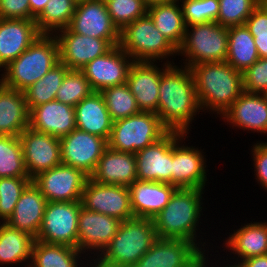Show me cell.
<instances>
[{
  "mask_svg": "<svg viewBox=\"0 0 267 267\" xmlns=\"http://www.w3.org/2000/svg\"><path fill=\"white\" fill-rule=\"evenodd\" d=\"M195 82L190 68L170 64L159 84L157 115L169 131L189 134L194 116L200 114Z\"/></svg>",
  "mask_w": 267,
  "mask_h": 267,
  "instance_id": "cell-1",
  "label": "cell"
},
{
  "mask_svg": "<svg viewBox=\"0 0 267 267\" xmlns=\"http://www.w3.org/2000/svg\"><path fill=\"white\" fill-rule=\"evenodd\" d=\"M202 194H204V189L178 188L169 203L153 218V221L158 238L190 241L208 257L207 247H204L208 246L205 244L207 241L203 243L201 239L199 241L200 236L197 233L200 230L201 214L203 215L202 200L204 197Z\"/></svg>",
  "mask_w": 267,
  "mask_h": 267,
  "instance_id": "cell-2",
  "label": "cell"
},
{
  "mask_svg": "<svg viewBox=\"0 0 267 267\" xmlns=\"http://www.w3.org/2000/svg\"><path fill=\"white\" fill-rule=\"evenodd\" d=\"M190 69L202 112L221 117L244 92L242 72L227 62L196 64Z\"/></svg>",
  "mask_w": 267,
  "mask_h": 267,
  "instance_id": "cell-3",
  "label": "cell"
},
{
  "mask_svg": "<svg viewBox=\"0 0 267 267\" xmlns=\"http://www.w3.org/2000/svg\"><path fill=\"white\" fill-rule=\"evenodd\" d=\"M153 219L133 217L122 221L118 232L91 267H132L156 240Z\"/></svg>",
  "mask_w": 267,
  "mask_h": 267,
  "instance_id": "cell-4",
  "label": "cell"
},
{
  "mask_svg": "<svg viewBox=\"0 0 267 267\" xmlns=\"http://www.w3.org/2000/svg\"><path fill=\"white\" fill-rule=\"evenodd\" d=\"M60 62L59 46L54 35L40 34L35 41L10 62L0 75L9 88L24 91Z\"/></svg>",
  "mask_w": 267,
  "mask_h": 267,
  "instance_id": "cell-5",
  "label": "cell"
},
{
  "mask_svg": "<svg viewBox=\"0 0 267 267\" xmlns=\"http://www.w3.org/2000/svg\"><path fill=\"white\" fill-rule=\"evenodd\" d=\"M119 47L134 61L164 60L168 64H175L169 58L177 55V49L160 33L148 13L120 31Z\"/></svg>",
  "mask_w": 267,
  "mask_h": 267,
  "instance_id": "cell-6",
  "label": "cell"
},
{
  "mask_svg": "<svg viewBox=\"0 0 267 267\" xmlns=\"http://www.w3.org/2000/svg\"><path fill=\"white\" fill-rule=\"evenodd\" d=\"M227 53L228 27L217 22L186 26L183 43L177 49V54L184 56L182 66L188 68L202 63L226 62Z\"/></svg>",
  "mask_w": 267,
  "mask_h": 267,
  "instance_id": "cell-7",
  "label": "cell"
},
{
  "mask_svg": "<svg viewBox=\"0 0 267 267\" xmlns=\"http://www.w3.org/2000/svg\"><path fill=\"white\" fill-rule=\"evenodd\" d=\"M168 131L156 113L140 111L113 122L108 147L135 154L158 141Z\"/></svg>",
  "mask_w": 267,
  "mask_h": 267,
  "instance_id": "cell-8",
  "label": "cell"
},
{
  "mask_svg": "<svg viewBox=\"0 0 267 267\" xmlns=\"http://www.w3.org/2000/svg\"><path fill=\"white\" fill-rule=\"evenodd\" d=\"M187 137L188 134L172 131L171 185L177 188L205 189L208 181L205 152L195 146L184 145Z\"/></svg>",
  "mask_w": 267,
  "mask_h": 267,
  "instance_id": "cell-9",
  "label": "cell"
},
{
  "mask_svg": "<svg viewBox=\"0 0 267 267\" xmlns=\"http://www.w3.org/2000/svg\"><path fill=\"white\" fill-rule=\"evenodd\" d=\"M81 206V201L47 202L42 225L35 240L77 248Z\"/></svg>",
  "mask_w": 267,
  "mask_h": 267,
  "instance_id": "cell-10",
  "label": "cell"
},
{
  "mask_svg": "<svg viewBox=\"0 0 267 267\" xmlns=\"http://www.w3.org/2000/svg\"><path fill=\"white\" fill-rule=\"evenodd\" d=\"M207 256L192 242L156 238L132 267H206Z\"/></svg>",
  "mask_w": 267,
  "mask_h": 267,
  "instance_id": "cell-11",
  "label": "cell"
},
{
  "mask_svg": "<svg viewBox=\"0 0 267 267\" xmlns=\"http://www.w3.org/2000/svg\"><path fill=\"white\" fill-rule=\"evenodd\" d=\"M68 28L81 35L119 45L120 31L114 25L104 0H79Z\"/></svg>",
  "mask_w": 267,
  "mask_h": 267,
  "instance_id": "cell-12",
  "label": "cell"
},
{
  "mask_svg": "<svg viewBox=\"0 0 267 267\" xmlns=\"http://www.w3.org/2000/svg\"><path fill=\"white\" fill-rule=\"evenodd\" d=\"M89 177L81 170L65 164L39 173L32 181L47 202L81 201L84 185Z\"/></svg>",
  "mask_w": 267,
  "mask_h": 267,
  "instance_id": "cell-13",
  "label": "cell"
},
{
  "mask_svg": "<svg viewBox=\"0 0 267 267\" xmlns=\"http://www.w3.org/2000/svg\"><path fill=\"white\" fill-rule=\"evenodd\" d=\"M121 223L122 221L115 217L89 211L81 206L77 249L83 253L85 260L92 261L104 250L118 232Z\"/></svg>",
  "mask_w": 267,
  "mask_h": 267,
  "instance_id": "cell-14",
  "label": "cell"
},
{
  "mask_svg": "<svg viewBox=\"0 0 267 267\" xmlns=\"http://www.w3.org/2000/svg\"><path fill=\"white\" fill-rule=\"evenodd\" d=\"M59 140L61 163L81 170L89 178L108 146V142L104 138L77 128Z\"/></svg>",
  "mask_w": 267,
  "mask_h": 267,
  "instance_id": "cell-15",
  "label": "cell"
},
{
  "mask_svg": "<svg viewBox=\"0 0 267 267\" xmlns=\"http://www.w3.org/2000/svg\"><path fill=\"white\" fill-rule=\"evenodd\" d=\"M82 207L125 221L134 217L130 206L129 188L96 183L87 179L82 192Z\"/></svg>",
  "mask_w": 267,
  "mask_h": 267,
  "instance_id": "cell-16",
  "label": "cell"
},
{
  "mask_svg": "<svg viewBox=\"0 0 267 267\" xmlns=\"http://www.w3.org/2000/svg\"><path fill=\"white\" fill-rule=\"evenodd\" d=\"M26 171L32 180L39 173L61 164V144L56 136L27 127L19 136Z\"/></svg>",
  "mask_w": 267,
  "mask_h": 267,
  "instance_id": "cell-17",
  "label": "cell"
},
{
  "mask_svg": "<svg viewBox=\"0 0 267 267\" xmlns=\"http://www.w3.org/2000/svg\"><path fill=\"white\" fill-rule=\"evenodd\" d=\"M134 60L119 47L113 46L107 53L87 63L81 71L94 92L126 83Z\"/></svg>",
  "mask_w": 267,
  "mask_h": 267,
  "instance_id": "cell-18",
  "label": "cell"
},
{
  "mask_svg": "<svg viewBox=\"0 0 267 267\" xmlns=\"http://www.w3.org/2000/svg\"><path fill=\"white\" fill-rule=\"evenodd\" d=\"M60 62L71 70H81L87 63L107 53L113 46L105 39L76 34L68 27L54 34Z\"/></svg>",
  "mask_w": 267,
  "mask_h": 267,
  "instance_id": "cell-19",
  "label": "cell"
},
{
  "mask_svg": "<svg viewBox=\"0 0 267 267\" xmlns=\"http://www.w3.org/2000/svg\"><path fill=\"white\" fill-rule=\"evenodd\" d=\"M169 65L163 62L160 68L155 62H133L126 84L135 97L140 111L157 113L160 78Z\"/></svg>",
  "mask_w": 267,
  "mask_h": 267,
  "instance_id": "cell-20",
  "label": "cell"
},
{
  "mask_svg": "<svg viewBox=\"0 0 267 267\" xmlns=\"http://www.w3.org/2000/svg\"><path fill=\"white\" fill-rule=\"evenodd\" d=\"M135 157L137 180L171 184L172 131H168L158 141L137 151Z\"/></svg>",
  "mask_w": 267,
  "mask_h": 267,
  "instance_id": "cell-21",
  "label": "cell"
},
{
  "mask_svg": "<svg viewBox=\"0 0 267 267\" xmlns=\"http://www.w3.org/2000/svg\"><path fill=\"white\" fill-rule=\"evenodd\" d=\"M232 128L267 134V103L262 94L244 91L222 114Z\"/></svg>",
  "mask_w": 267,
  "mask_h": 267,
  "instance_id": "cell-22",
  "label": "cell"
},
{
  "mask_svg": "<svg viewBox=\"0 0 267 267\" xmlns=\"http://www.w3.org/2000/svg\"><path fill=\"white\" fill-rule=\"evenodd\" d=\"M128 188L134 217L150 219L163 210L178 189L169 183L142 180L134 181Z\"/></svg>",
  "mask_w": 267,
  "mask_h": 267,
  "instance_id": "cell-23",
  "label": "cell"
},
{
  "mask_svg": "<svg viewBox=\"0 0 267 267\" xmlns=\"http://www.w3.org/2000/svg\"><path fill=\"white\" fill-rule=\"evenodd\" d=\"M29 127L61 138L76 129L75 107L53 100L29 111Z\"/></svg>",
  "mask_w": 267,
  "mask_h": 267,
  "instance_id": "cell-24",
  "label": "cell"
},
{
  "mask_svg": "<svg viewBox=\"0 0 267 267\" xmlns=\"http://www.w3.org/2000/svg\"><path fill=\"white\" fill-rule=\"evenodd\" d=\"M39 35L35 20L0 19V72Z\"/></svg>",
  "mask_w": 267,
  "mask_h": 267,
  "instance_id": "cell-25",
  "label": "cell"
},
{
  "mask_svg": "<svg viewBox=\"0 0 267 267\" xmlns=\"http://www.w3.org/2000/svg\"><path fill=\"white\" fill-rule=\"evenodd\" d=\"M90 179L96 183L129 187L137 180L135 154L107 146Z\"/></svg>",
  "mask_w": 267,
  "mask_h": 267,
  "instance_id": "cell-26",
  "label": "cell"
},
{
  "mask_svg": "<svg viewBox=\"0 0 267 267\" xmlns=\"http://www.w3.org/2000/svg\"><path fill=\"white\" fill-rule=\"evenodd\" d=\"M229 234L223 245L225 244L230 255L232 253L237 256L233 257L231 264L227 263L226 265L236 267L245 259L267 254V222L245 223Z\"/></svg>",
  "mask_w": 267,
  "mask_h": 267,
  "instance_id": "cell-27",
  "label": "cell"
},
{
  "mask_svg": "<svg viewBox=\"0 0 267 267\" xmlns=\"http://www.w3.org/2000/svg\"><path fill=\"white\" fill-rule=\"evenodd\" d=\"M47 200L31 181L23 190L12 215L5 222L9 227L37 237Z\"/></svg>",
  "mask_w": 267,
  "mask_h": 267,
  "instance_id": "cell-28",
  "label": "cell"
},
{
  "mask_svg": "<svg viewBox=\"0 0 267 267\" xmlns=\"http://www.w3.org/2000/svg\"><path fill=\"white\" fill-rule=\"evenodd\" d=\"M75 120L77 129L104 138L108 142L113 120L100 92H93L75 106Z\"/></svg>",
  "mask_w": 267,
  "mask_h": 267,
  "instance_id": "cell-29",
  "label": "cell"
},
{
  "mask_svg": "<svg viewBox=\"0 0 267 267\" xmlns=\"http://www.w3.org/2000/svg\"><path fill=\"white\" fill-rule=\"evenodd\" d=\"M29 127V110L24 92L0 82V135L20 136Z\"/></svg>",
  "mask_w": 267,
  "mask_h": 267,
  "instance_id": "cell-30",
  "label": "cell"
},
{
  "mask_svg": "<svg viewBox=\"0 0 267 267\" xmlns=\"http://www.w3.org/2000/svg\"><path fill=\"white\" fill-rule=\"evenodd\" d=\"M82 254L71 246L34 240L29 267H91V261L82 260Z\"/></svg>",
  "mask_w": 267,
  "mask_h": 267,
  "instance_id": "cell-31",
  "label": "cell"
},
{
  "mask_svg": "<svg viewBox=\"0 0 267 267\" xmlns=\"http://www.w3.org/2000/svg\"><path fill=\"white\" fill-rule=\"evenodd\" d=\"M147 13L156 28L178 49L184 40L186 24L179 0L154 4L147 7Z\"/></svg>",
  "mask_w": 267,
  "mask_h": 267,
  "instance_id": "cell-32",
  "label": "cell"
},
{
  "mask_svg": "<svg viewBox=\"0 0 267 267\" xmlns=\"http://www.w3.org/2000/svg\"><path fill=\"white\" fill-rule=\"evenodd\" d=\"M34 240L35 238L29 233L0 222V265L22 264L29 267Z\"/></svg>",
  "mask_w": 267,
  "mask_h": 267,
  "instance_id": "cell-33",
  "label": "cell"
},
{
  "mask_svg": "<svg viewBox=\"0 0 267 267\" xmlns=\"http://www.w3.org/2000/svg\"><path fill=\"white\" fill-rule=\"evenodd\" d=\"M259 58L254 37L246 25L228 27V53L226 62L234 69L243 73Z\"/></svg>",
  "mask_w": 267,
  "mask_h": 267,
  "instance_id": "cell-34",
  "label": "cell"
},
{
  "mask_svg": "<svg viewBox=\"0 0 267 267\" xmlns=\"http://www.w3.org/2000/svg\"><path fill=\"white\" fill-rule=\"evenodd\" d=\"M68 70L65 64L59 62L41 79L23 91L29 111L40 104L56 100L57 91Z\"/></svg>",
  "mask_w": 267,
  "mask_h": 267,
  "instance_id": "cell-35",
  "label": "cell"
},
{
  "mask_svg": "<svg viewBox=\"0 0 267 267\" xmlns=\"http://www.w3.org/2000/svg\"><path fill=\"white\" fill-rule=\"evenodd\" d=\"M78 0H49L35 19L40 34L54 35L69 26Z\"/></svg>",
  "mask_w": 267,
  "mask_h": 267,
  "instance_id": "cell-36",
  "label": "cell"
},
{
  "mask_svg": "<svg viewBox=\"0 0 267 267\" xmlns=\"http://www.w3.org/2000/svg\"><path fill=\"white\" fill-rule=\"evenodd\" d=\"M29 177L19 136L0 135V178Z\"/></svg>",
  "mask_w": 267,
  "mask_h": 267,
  "instance_id": "cell-37",
  "label": "cell"
},
{
  "mask_svg": "<svg viewBox=\"0 0 267 267\" xmlns=\"http://www.w3.org/2000/svg\"><path fill=\"white\" fill-rule=\"evenodd\" d=\"M100 93L104 97L113 122L140 112L135 97L126 83L105 88Z\"/></svg>",
  "mask_w": 267,
  "mask_h": 267,
  "instance_id": "cell-38",
  "label": "cell"
},
{
  "mask_svg": "<svg viewBox=\"0 0 267 267\" xmlns=\"http://www.w3.org/2000/svg\"><path fill=\"white\" fill-rule=\"evenodd\" d=\"M93 92L81 70L69 69L57 91L56 100L75 107L83 98L89 97Z\"/></svg>",
  "mask_w": 267,
  "mask_h": 267,
  "instance_id": "cell-39",
  "label": "cell"
},
{
  "mask_svg": "<svg viewBox=\"0 0 267 267\" xmlns=\"http://www.w3.org/2000/svg\"><path fill=\"white\" fill-rule=\"evenodd\" d=\"M262 0H219L216 22L225 27L244 25Z\"/></svg>",
  "mask_w": 267,
  "mask_h": 267,
  "instance_id": "cell-40",
  "label": "cell"
},
{
  "mask_svg": "<svg viewBox=\"0 0 267 267\" xmlns=\"http://www.w3.org/2000/svg\"><path fill=\"white\" fill-rule=\"evenodd\" d=\"M32 180L30 177L0 178V222L5 223L12 215L23 190Z\"/></svg>",
  "mask_w": 267,
  "mask_h": 267,
  "instance_id": "cell-41",
  "label": "cell"
},
{
  "mask_svg": "<svg viewBox=\"0 0 267 267\" xmlns=\"http://www.w3.org/2000/svg\"><path fill=\"white\" fill-rule=\"evenodd\" d=\"M104 1L111 19L119 31L147 13V6L143 0Z\"/></svg>",
  "mask_w": 267,
  "mask_h": 267,
  "instance_id": "cell-42",
  "label": "cell"
},
{
  "mask_svg": "<svg viewBox=\"0 0 267 267\" xmlns=\"http://www.w3.org/2000/svg\"><path fill=\"white\" fill-rule=\"evenodd\" d=\"M186 26L216 22L219 14V0H179Z\"/></svg>",
  "mask_w": 267,
  "mask_h": 267,
  "instance_id": "cell-43",
  "label": "cell"
},
{
  "mask_svg": "<svg viewBox=\"0 0 267 267\" xmlns=\"http://www.w3.org/2000/svg\"><path fill=\"white\" fill-rule=\"evenodd\" d=\"M243 90L262 94L267 89V58H259L242 73Z\"/></svg>",
  "mask_w": 267,
  "mask_h": 267,
  "instance_id": "cell-44",
  "label": "cell"
},
{
  "mask_svg": "<svg viewBox=\"0 0 267 267\" xmlns=\"http://www.w3.org/2000/svg\"><path fill=\"white\" fill-rule=\"evenodd\" d=\"M252 146L255 179L267 191V142L257 141Z\"/></svg>",
  "mask_w": 267,
  "mask_h": 267,
  "instance_id": "cell-45",
  "label": "cell"
},
{
  "mask_svg": "<svg viewBox=\"0 0 267 267\" xmlns=\"http://www.w3.org/2000/svg\"><path fill=\"white\" fill-rule=\"evenodd\" d=\"M0 19L31 20L29 0H0Z\"/></svg>",
  "mask_w": 267,
  "mask_h": 267,
  "instance_id": "cell-46",
  "label": "cell"
},
{
  "mask_svg": "<svg viewBox=\"0 0 267 267\" xmlns=\"http://www.w3.org/2000/svg\"><path fill=\"white\" fill-rule=\"evenodd\" d=\"M251 34L267 33V0H262L245 22Z\"/></svg>",
  "mask_w": 267,
  "mask_h": 267,
  "instance_id": "cell-47",
  "label": "cell"
},
{
  "mask_svg": "<svg viewBox=\"0 0 267 267\" xmlns=\"http://www.w3.org/2000/svg\"><path fill=\"white\" fill-rule=\"evenodd\" d=\"M236 267H267V254L245 259Z\"/></svg>",
  "mask_w": 267,
  "mask_h": 267,
  "instance_id": "cell-48",
  "label": "cell"
},
{
  "mask_svg": "<svg viewBox=\"0 0 267 267\" xmlns=\"http://www.w3.org/2000/svg\"><path fill=\"white\" fill-rule=\"evenodd\" d=\"M260 58H267V33L252 34Z\"/></svg>",
  "mask_w": 267,
  "mask_h": 267,
  "instance_id": "cell-49",
  "label": "cell"
},
{
  "mask_svg": "<svg viewBox=\"0 0 267 267\" xmlns=\"http://www.w3.org/2000/svg\"><path fill=\"white\" fill-rule=\"evenodd\" d=\"M49 0H29L31 20H35L45 9Z\"/></svg>",
  "mask_w": 267,
  "mask_h": 267,
  "instance_id": "cell-50",
  "label": "cell"
},
{
  "mask_svg": "<svg viewBox=\"0 0 267 267\" xmlns=\"http://www.w3.org/2000/svg\"><path fill=\"white\" fill-rule=\"evenodd\" d=\"M170 1H173V0H143L144 4L147 7L154 5V4L166 3V2H170Z\"/></svg>",
  "mask_w": 267,
  "mask_h": 267,
  "instance_id": "cell-51",
  "label": "cell"
},
{
  "mask_svg": "<svg viewBox=\"0 0 267 267\" xmlns=\"http://www.w3.org/2000/svg\"><path fill=\"white\" fill-rule=\"evenodd\" d=\"M208 259H210V258H209V257H207V262H206V263H208V264H206V267H209V266H210V264H211V266H210V267H214V265H213L214 263H209V262H208V261H209ZM208 265H209V266H208ZM216 266H217V267H219L217 264L215 265V267H216ZM222 267H233V266H230V265H225V264H224V266H222Z\"/></svg>",
  "mask_w": 267,
  "mask_h": 267,
  "instance_id": "cell-52",
  "label": "cell"
},
{
  "mask_svg": "<svg viewBox=\"0 0 267 267\" xmlns=\"http://www.w3.org/2000/svg\"><path fill=\"white\" fill-rule=\"evenodd\" d=\"M262 95L264 96L266 103H267V89L262 93Z\"/></svg>",
  "mask_w": 267,
  "mask_h": 267,
  "instance_id": "cell-53",
  "label": "cell"
}]
</instances>
